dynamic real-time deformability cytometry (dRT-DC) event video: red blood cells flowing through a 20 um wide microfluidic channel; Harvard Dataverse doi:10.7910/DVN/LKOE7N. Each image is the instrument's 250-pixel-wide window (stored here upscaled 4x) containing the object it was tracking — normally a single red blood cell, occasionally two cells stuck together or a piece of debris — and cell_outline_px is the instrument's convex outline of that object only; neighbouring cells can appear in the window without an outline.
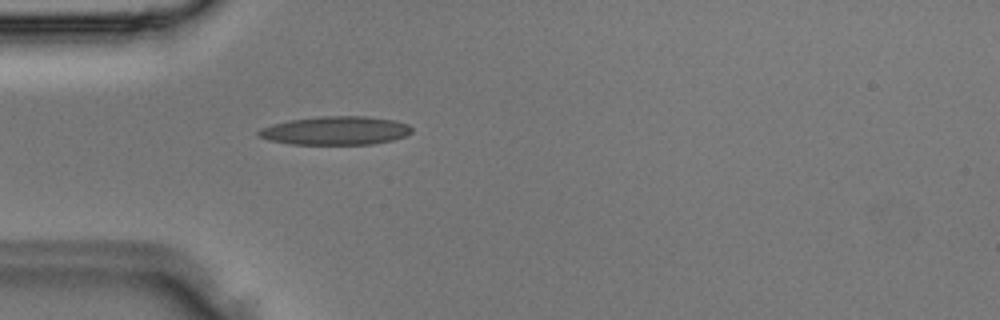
{"species": "Egyptian fruit bat (a non-hibernating species)", "species_latin": "Rousettus aegyptiacus", "temperature_condition": "room temperature", "stored_images_in_passage": 2, "camera_frame_rate_fps": 3000, "um_per_image_px": 0.085, "animal": {"sex": "male"}, "frame": {"image": 1, "passage_image": 1, "time_ms": 0.0, "image_size_px": [1000, 320], "cell_outline_px": [[412, 132], [404, 136], [392, 140], [372, 144], [292, 144], [268, 140], [260, 136], [256, 132], [260, 128], [272, 124], [288, 120], [320, 116], [364, 116], [396, 120], [408, 124], [412, 128]], "centroid_in_image_um": [28.52, 11.09], "position_along_channel_um": 56.5, "area_um2": 25.49}}